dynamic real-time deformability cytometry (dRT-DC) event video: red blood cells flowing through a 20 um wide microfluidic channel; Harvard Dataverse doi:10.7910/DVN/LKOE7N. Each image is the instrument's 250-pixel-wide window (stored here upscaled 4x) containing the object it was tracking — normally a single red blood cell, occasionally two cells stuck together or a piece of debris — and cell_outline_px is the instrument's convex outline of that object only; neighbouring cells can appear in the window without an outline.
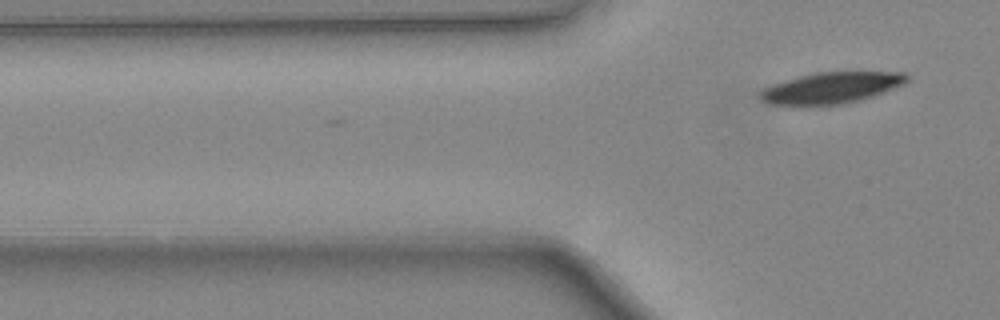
{"species": "common noctule bat (a hibernating species)", "species_latin": "Nyctalus noctula", "temperature_condition": "warm", "stored_images_in_passage": 3, "camera_frame_rate_fps": 3000, "um_per_image_px": 0.085, "animal": {"sex": "female", "body_mass_g": 24.6, "forearm_length_mm": 56.2}, "frame": {"image": 1, "passage_image": 3, "time_ms": 0.667, "image_size_px": [1000, 320], "cell_outline_px": [[908, 80], [904, 84], [872, 96], [860, 100], [840, 104], [800, 108], [768, 104], [760, 100], [760, 92], [764, 88], [772, 84], [800, 76], [816, 72], [904, 72], [908, 76]], "centroid_in_image_um": [70.58, 7.51], "position_along_channel_um": 55.2, "area_um2": 27.22}}